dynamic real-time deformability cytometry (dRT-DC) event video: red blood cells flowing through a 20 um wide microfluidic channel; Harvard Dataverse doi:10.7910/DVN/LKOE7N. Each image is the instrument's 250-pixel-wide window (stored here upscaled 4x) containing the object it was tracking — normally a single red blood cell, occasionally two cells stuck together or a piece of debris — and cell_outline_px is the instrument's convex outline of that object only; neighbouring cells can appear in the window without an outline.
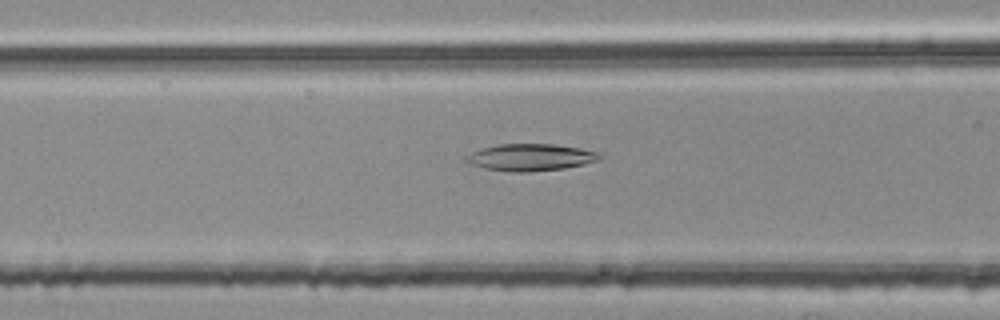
{"species": "common noctule bat (a hibernating species)", "species_latin": "Nyctalus noctula", "temperature_condition": "room temperature", "stored_images_in_passage": 46, "camera_frame_rate_fps": 3000, "um_per_image_px": 0.085, "animal": {"sex": "female", "body_mass_g": 25.1}, "frame": {"image": 1, "passage_image": 14, "time_ms": 4.333, "image_size_px": [1000, 320], "cell_outline_px": [[600, 160], [584, 164], [564, 168], [528, 172], [512, 172], [484, 168], [472, 164], [468, 160], [468, 156], [472, 152], [480, 148], [500, 144], [552, 144], [580, 148], [600, 152]], "centroid_in_image_um": [45.14, 13.37], "position_along_channel_um": 121.5, "area_um2": 20.75}}
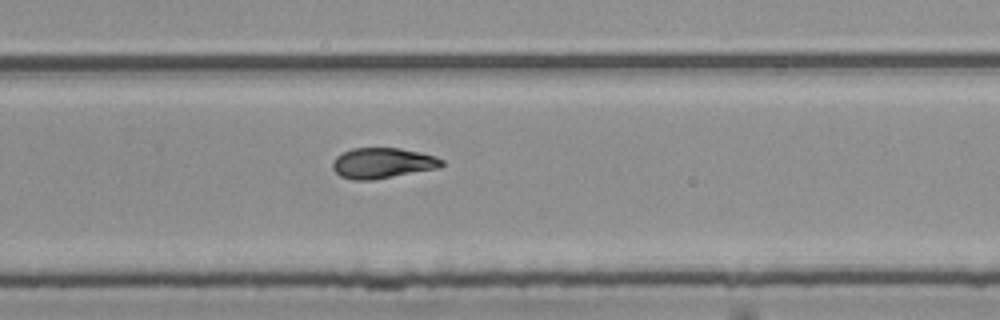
{"frame": {"image": 2, "passage_image": 28, "time_ms": 9.0, "image_size_px": [1000, 320], "cell_outline_px": [[444, 164], [440, 168], [372, 180], [352, 180], [340, 176], [332, 168], [332, 164], [336, 156], [352, 148], [400, 148], [420, 152], [436, 156], [444, 160]], "centroid_in_image_um": [32.54, 13.86], "position_along_channel_um": 297.3, "area_um2": 19.54}}
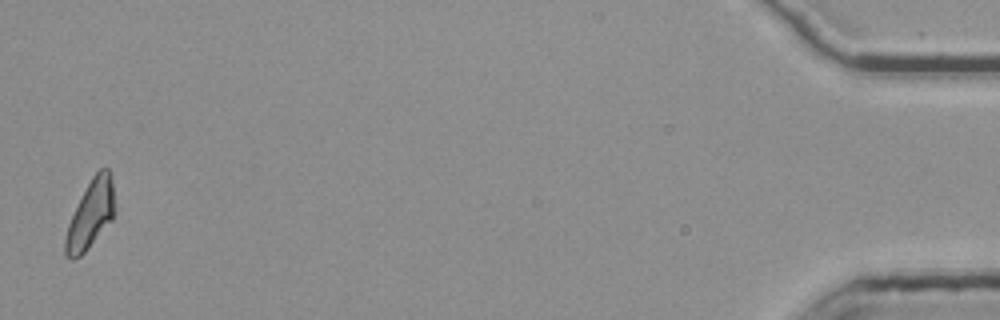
{"frame": {"image": 3, "passage_image": 46, "time_ms": 15.0, "image_size_px": [1000, 320], "cell_outline_px": [[116, 212], [112, 220], [88, 248], [80, 256], [72, 260], [64, 256], [64, 240], [68, 224], [92, 176], [100, 168], [108, 168], [112, 184]], "centroid_in_image_um": [7.7, 18.27], "position_along_channel_um": 427.5, "area_um2": 19.36}, "authors_computed_cell_mechanics": {"area_um2": 19.7676, "velocity_mm_per_s": 3.7706, "shape_relaxation_time_tau1_ms": 5.0615, "shape_relaxation_time_tau2_ms": 4.1437, "deformation_change_tau1": 0.1727, "deformation_change_tau2": 0.1125}}